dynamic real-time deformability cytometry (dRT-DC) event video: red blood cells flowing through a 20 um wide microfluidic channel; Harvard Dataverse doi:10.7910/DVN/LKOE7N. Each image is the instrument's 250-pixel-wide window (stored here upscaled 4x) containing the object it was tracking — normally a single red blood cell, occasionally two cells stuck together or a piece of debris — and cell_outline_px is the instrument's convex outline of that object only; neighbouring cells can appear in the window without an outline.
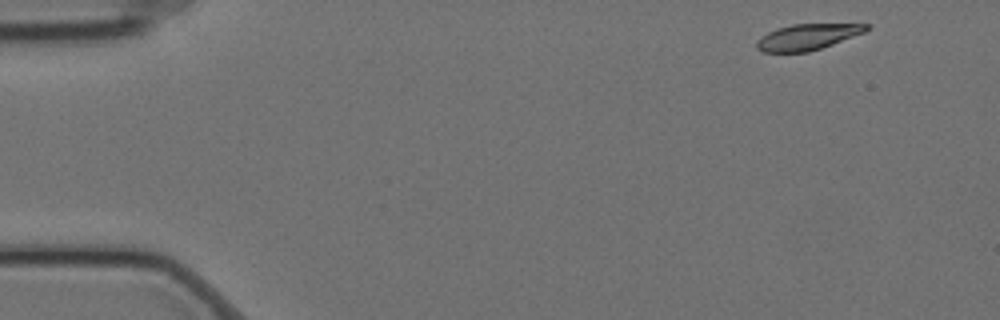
{"species": "Egyptian fruit bat (a non-hibernating species)", "species_latin": "Rousettus aegyptiacus", "temperature_condition": "cold", "stored_images_in_passage": 54, "camera_frame_rate_fps": 3000, "um_per_image_px": 0.085, "animal": {"sex": "female"}, "frame": {"image": 1, "passage_image": 1, "time_ms": 0.0, "image_size_px": [1000, 320], "cell_outline_px": [[872, 24], [864, 32], [832, 44], [808, 52], [764, 52], [756, 48], [756, 40], [760, 36], [776, 28], [792, 24]], "centroid_in_image_um": [68.58, 3.13], "position_along_channel_um": 16.4, "area_um2": 16.47}}
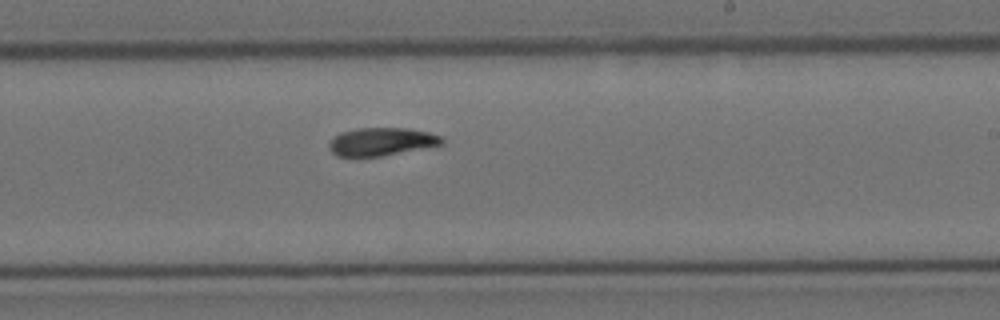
{"frame": {"image": 2, "passage_image": 31, "time_ms": 10.0, "image_size_px": [1000, 320], "cell_outline_px": [[444, 144], [380, 156], [336, 156], [328, 148], [328, 144], [332, 136], [340, 132], [360, 128], [408, 128], [428, 132], [440, 136], [444, 140]], "centroid_in_image_um": [32.38, 12.03], "position_along_channel_um": 256.6, "area_um2": 18.38}}
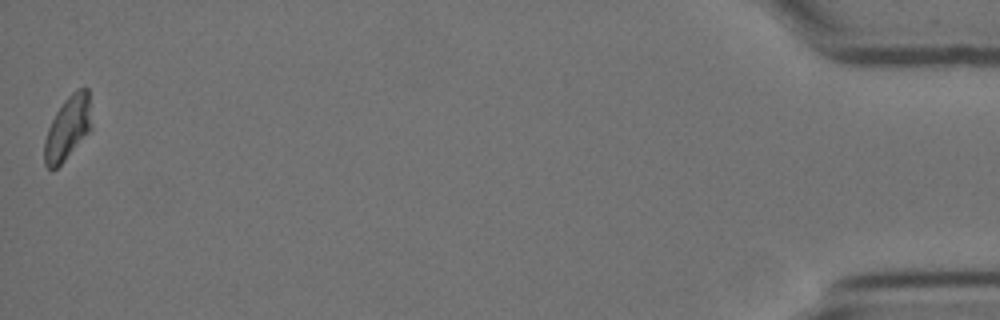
{"frame": {"image": 3, "passage_image": 54, "time_ms": 17.667, "image_size_px": [1000, 320], "cell_outline_px": [[92, 128], [64, 160], [52, 172], [44, 164], [44, 140], [48, 128], [56, 112], [64, 100], [72, 92], [80, 88], [88, 88]], "centroid_in_image_um": [5.74, 10.89], "position_along_channel_um": 429.5, "area_um2": 17.34}, "authors_computed_cell_mechanics": {"area_um2": 18.5538, "velocity_mm_per_s": 3.4746, "shape_relaxation_time_tau1_ms": 5.8485, "shape_relaxation_time_tau2_ms": null, "deformation_change_tau1": 0.1493, "deformation_change_tau2": null}}